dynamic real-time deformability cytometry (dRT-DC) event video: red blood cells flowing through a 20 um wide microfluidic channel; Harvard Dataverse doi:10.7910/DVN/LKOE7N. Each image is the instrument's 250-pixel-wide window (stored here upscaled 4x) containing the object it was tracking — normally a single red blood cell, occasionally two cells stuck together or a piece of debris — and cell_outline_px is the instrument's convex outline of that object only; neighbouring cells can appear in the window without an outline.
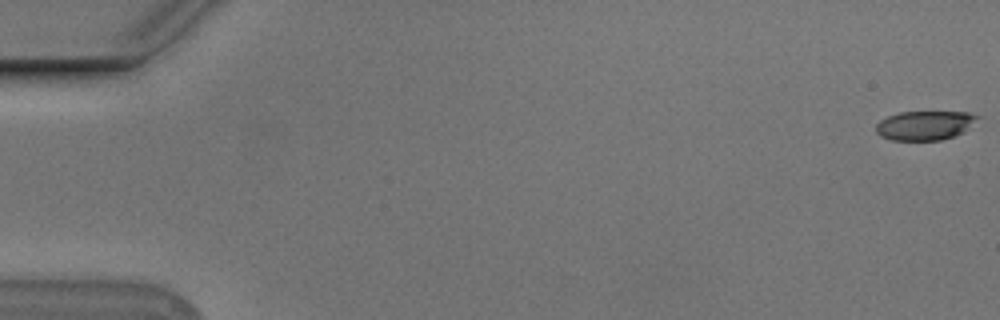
{"species": "Egyptian fruit bat (a non-hibernating species)", "species_latin": "Rousettus aegyptiacus", "temperature_condition": "cold", "stored_images_in_passage": 10, "camera_frame_rate_fps": 3000, "um_per_image_px": 0.085, "animal": {"sex": "male"}, "frame": {"image": 1, "passage_image": 1, "time_ms": 0.0, "image_size_px": [1000, 320], "cell_outline_px": [[980, 116], [964, 132], [940, 140], [892, 140], [880, 136], [876, 132], [876, 124], [880, 120], [888, 116], [900, 112], [968, 112]], "centroid_in_image_um": [78.59, 10.66], "position_along_channel_um": 6.4, "area_um2": 17.17}}